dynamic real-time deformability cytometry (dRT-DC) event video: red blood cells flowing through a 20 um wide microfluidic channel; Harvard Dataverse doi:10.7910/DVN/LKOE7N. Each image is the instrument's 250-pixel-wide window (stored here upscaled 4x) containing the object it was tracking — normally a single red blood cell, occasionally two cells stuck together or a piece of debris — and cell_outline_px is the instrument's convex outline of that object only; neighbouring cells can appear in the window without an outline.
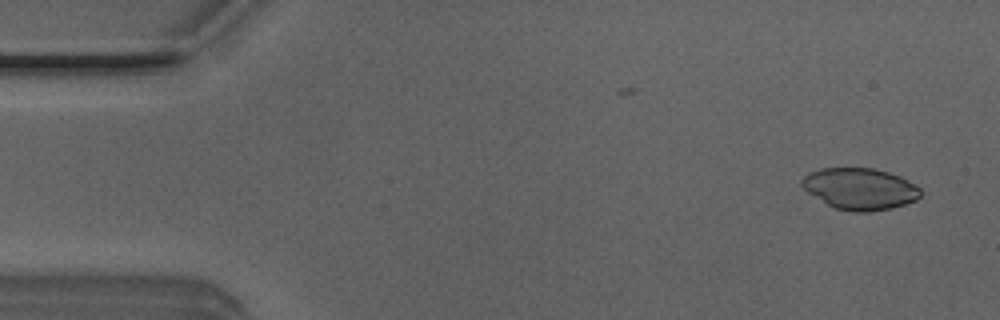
{"species": "Egyptian fruit bat (a non-hibernating species)", "species_latin": "Rousettus aegyptiacus", "temperature_condition": "room temperature", "stored_images_in_passage": 49, "camera_frame_rate_fps": 3000, "um_per_image_px": 0.085, "animal": {"sex": "male"}, "frame": {"image": 1, "passage_image": 2, "time_ms": 0.333, "image_size_px": [1000, 320], "cell_outline_px": [[920, 196], [916, 200], [892, 208], [868, 212], [852, 212], [836, 208], [828, 204], [808, 192], [800, 184], [800, 180], [808, 172], [820, 168], [872, 168], [888, 172], [900, 176], [916, 184], [920, 188]], "centroid_in_image_um": [73.09, 16.04], "position_along_channel_um": 11.9, "area_um2": 28.73}}
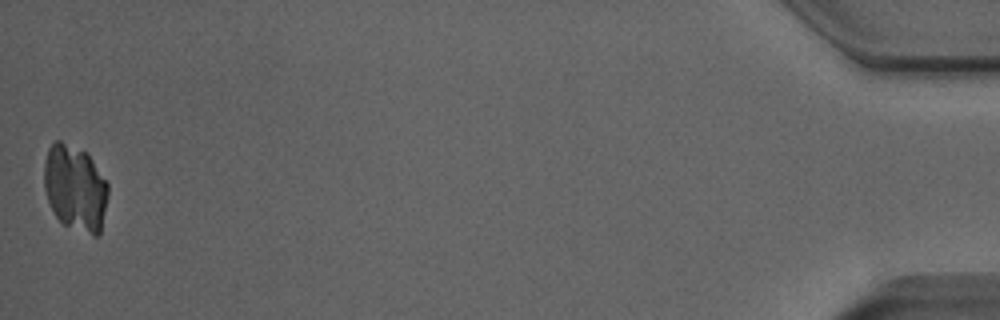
{"frame": {"image": 2, "passage_image": 49, "time_ms": 16.0, "image_size_px": [1000, 320], "cell_outline_px": [[108, 196], [100, 232], [96, 236], [92, 236], [64, 224], [56, 216], [48, 200], [44, 188], [44, 160], [48, 148], [56, 140], [60, 140], [88, 152], [108, 184]], "centroid_in_image_um": [6.39, 15.95], "position_along_channel_um": 428.8, "area_um2": 32.19}}